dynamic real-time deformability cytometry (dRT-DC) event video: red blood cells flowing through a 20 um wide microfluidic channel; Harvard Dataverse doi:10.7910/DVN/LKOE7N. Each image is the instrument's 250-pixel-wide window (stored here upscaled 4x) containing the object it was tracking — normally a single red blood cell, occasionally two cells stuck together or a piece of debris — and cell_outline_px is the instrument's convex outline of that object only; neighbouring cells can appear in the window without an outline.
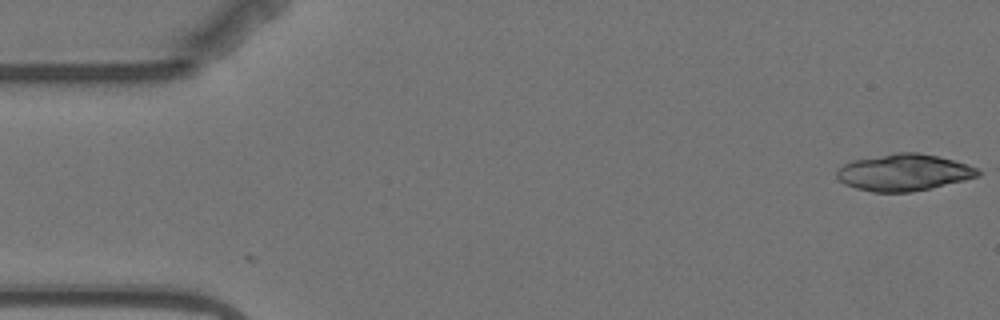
{"species": "Egyptian fruit bat (a non-hibernating species)", "species_latin": "Rousettus aegyptiacus", "temperature_condition": "warm", "stored_images_in_passage": 6, "camera_frame_rate_fps": 3000, "um_per_image_px": 0.085, "animal": {"sex": "female"}, "frame": {"image": 1, "passage_image": 1, "time_ms": 0.0, "image_size_px": [1000, 320], "cell_outline_px": [[980, 176], [964, 180], [912, 192], [872, 192], [856, 188], [844, 184], [836, 176], [836, 172], [844, 164], [852, 160], [896, 152], [916, 152], [940, 156], [968, 164], [976, 168], [980, 172]], "centroid_in_image_um": [76.82, 14.65], "position_along_channel_um": 8.2, "area_um2": 30.23}}
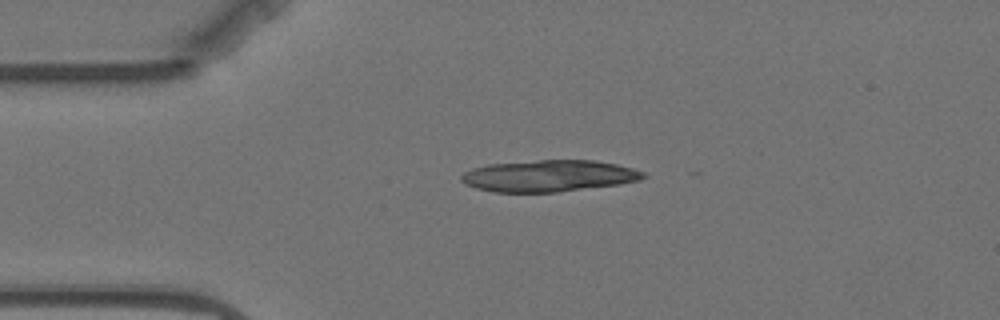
{"frame": {"image": 2, "passage_image": 4, "time_ms": 3.667, "image_size_px": [1000, 320], "cell_outline_px": [[648, 176], [640, 180], [620, 184], [556, 192], [496, 192], [476, 188], [464, 184], [460, 180], [460, 176], [464, 172], [472, 168], [488, 164], [540, 160], [596, 160], [616, 164], [632, 168], [644, 172]], "centroid_in_image_um": [46.65, 14.95], "position_along_channel_um": 38.4, "area_um2": 33.58}}